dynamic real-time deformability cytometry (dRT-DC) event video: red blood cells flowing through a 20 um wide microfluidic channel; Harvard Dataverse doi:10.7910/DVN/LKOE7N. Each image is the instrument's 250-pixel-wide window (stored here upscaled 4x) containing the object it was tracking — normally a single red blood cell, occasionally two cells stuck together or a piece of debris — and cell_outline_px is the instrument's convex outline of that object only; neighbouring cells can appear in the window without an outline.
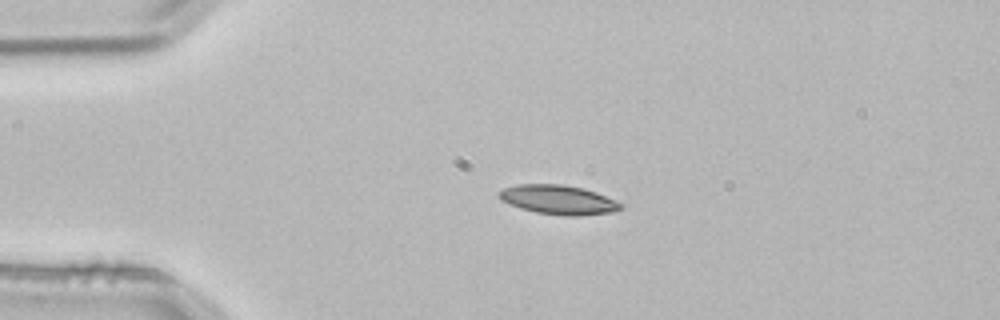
{"species": "common noctule bat (a hibernating species)", "species_latin": "Nyctalus noctula", "temperature_condition": "room temperature", "stored_images_in_passage": 3, "camera_frame_rate_fps": 3000, "um_per_image_px": 0.085, "animal": {"sex": "male", "body_mass_g": 21.5, "forearm_length_mm": 52.0}, "frame": {"image": 1, "passage_image": 2, "time_ms": 0.333, "image_size_px": [1000, 320], "cell_outline_px": [[624, 208], [616, 212], [580, 216], [564, 216], [536, 212], [520, 208], [500, 200], [496, 192], [504, 188], [516, 184], [560, 184], [584, 188], [596, 192], [616, 200], [624, 204]], "centroid_in_image_um": [47.49, 16.98], "position_along_channel_um": 37.5, "area_um2": 21.15}}